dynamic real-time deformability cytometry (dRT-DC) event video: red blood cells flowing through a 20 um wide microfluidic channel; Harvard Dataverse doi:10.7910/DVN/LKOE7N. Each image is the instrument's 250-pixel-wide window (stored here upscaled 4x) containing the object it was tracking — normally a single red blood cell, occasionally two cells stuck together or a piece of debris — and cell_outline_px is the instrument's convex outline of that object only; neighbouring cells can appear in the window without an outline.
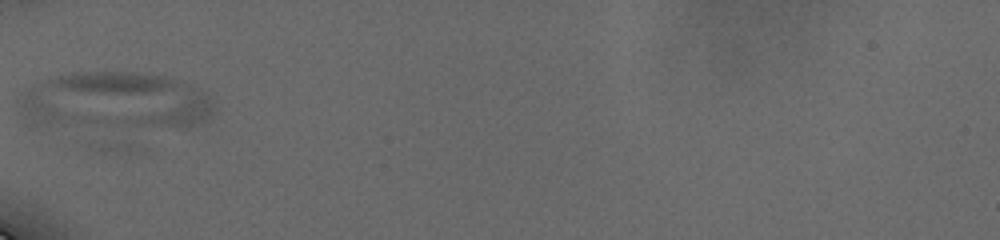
{"species": "human", "species_latin": "Homo sapiens", "temperature_condition": "cold", "stored_images_in_passage": 5, "camera_frame_rate_fps": 3000, "um_per_image_px": 0.085, "donor": {"sex": "male"}, "frame": {"image": 1, "passage_image": 1, "time_ms": 0.0, "image_size_px": [1000, 240], "cell_outline_px": [[216, 108], [212, 116], [208, 120], [200, 124], [188, 128], [24, 128], [16, 112], [16, 100], [20, 92], [32, 84], [56, 76], [72, 72], [152, 72], [184, 80], [208, 92]], "centroid_in_image_um": [9.65, 8.66], "position_along_channel_um": 75.3, "area_um2": 70.52}}